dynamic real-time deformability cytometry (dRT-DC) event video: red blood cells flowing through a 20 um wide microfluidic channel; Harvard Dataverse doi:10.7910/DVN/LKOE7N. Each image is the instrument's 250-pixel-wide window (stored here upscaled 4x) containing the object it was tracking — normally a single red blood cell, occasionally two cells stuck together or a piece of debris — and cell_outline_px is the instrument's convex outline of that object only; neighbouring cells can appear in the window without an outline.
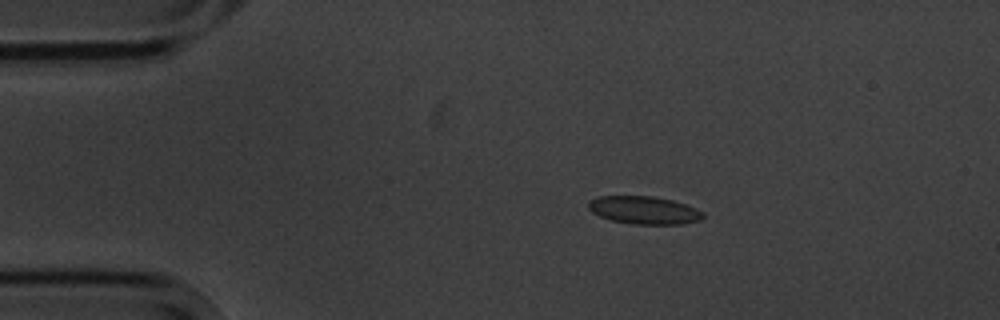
{"species": "common noctule bat (a hibernating species)", "species_latin": "Nyctalus noctula", "temperature_condition": "cold", "stored_images_in_passage": 6, "camera_frame_rate_fps": 3000, "um_per_image_px": 0.085, "animal": {"sex": "male", "body_mass_g": 20.1, "forearm_length_mm": 53.5}, "frame": {"image": 1, "passage_image": 3, "time_ms": 2.333, "image_size_px": [1000, 320], "cell_outline_px": [[704, 216], [700, 220], [680, 224], [632, 224], [612, 220], [600, 216], [592, 212], [588, 208], [588, 200], [600, 196], [652, 196], [672, 200], [696, 208], [704, 212]], "centroid_in_image_um": [54.74, 17.86], "position_along_channel_um": 30.3, "area_um2": 18.55}}
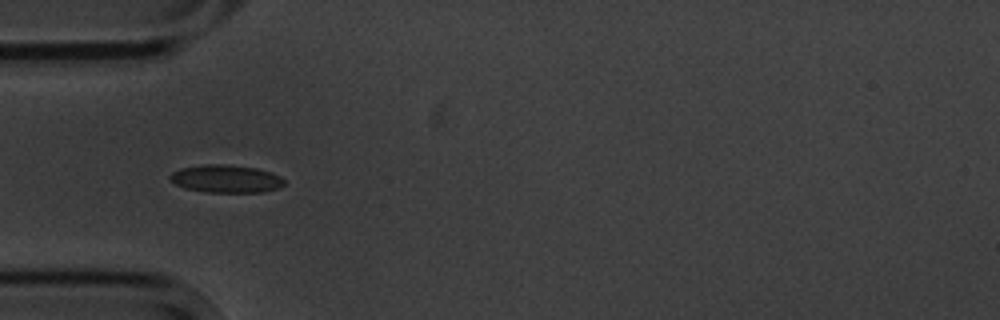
{"frame": {"image": 2, "passage_image": 5, "time_ms": 4.667, "image_size_px": [1000, 320], "cell_outline_px": [[284, 184], [276, 188], [264, 192], [208, 192], [184, 188], [176, 184], [168, 176], [172, 172], [180, 168], [204, 164], [224, 164], [256, 168], [272, 172], [280, 176], [284, 180]], "centroid_in_image_um": [19.2, 15.19], "position_along_channel_um": 65.8, "area_um2": 18.44}}
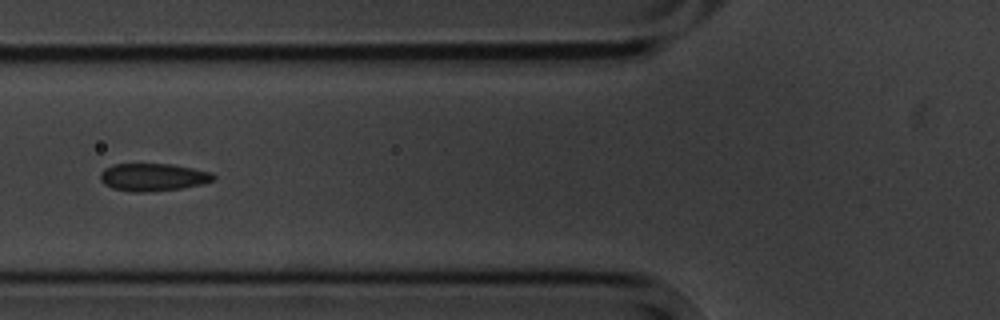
{"frame": {"image": 3, "passage_image": 6, "time_ms": 6.0, "image_size_px": [1000, 320], "cell_outline_px": [[216, 180], [204, 184], [180, 188], [144, 192], [132, 192], [112, 188], [104, 184], [100, 180], [100, 172], [104, 168], [112, 164], [172, 164], [212, 172], [216, 176]], "centroid_in_image_um": [13.01, 15.05], "position_along_channel_um": 112.8, "area_um2": 18.38}}